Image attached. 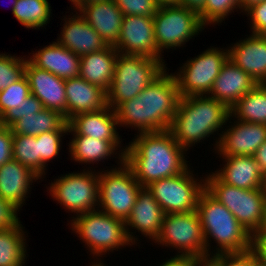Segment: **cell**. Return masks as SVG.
I'll list each match as a JSON object with an SVG mask.
<instances>
[{"label": "cell", "instance_id": "2", "mask_svg": "<svg viewBox=\"0 0 266 266\" xmlns=\"http://www.w3.org/2000/svg\"><path fill=\"white\" fill-rule=\"evenodd\" d=\"M169 73L167 68L139 95L115 109L119 127L133 128L138 134L169 130L180 100L175 77Z\"/></svg>", "mask_w": 266, "mask_h": 266}, {"label": "cell", "instance_id": "40", "mask_svg": "<svg viewBox=\"0 0 266 266\" xmlns=\"http://www.w3.org/2000/svg\"><path fill=\"white\" fill-rule=\"evenodd\" d=\"M209 260L215 266H253V247L245 252L220 253Z\"/></svg>", "mask_w": 266, "mask_h": 266}, {"label": "cell", "instance_id": "49", "mask_svg": "<svg viewBox=\"0 0 266 266\" xmlns=\"http://www.w3.org/2000/svg\"><path fill=\"white\" fill-rule=\"evenodd\" d=\"M98 1H104V0H73L71 2L72 3L71 5L73 6H71L70 9L78 11L83 5L92 3V2H98Z\"/></svg>", "mask_w": 266, "mask_h": 266}, {"label": "cell", "instance_id": "29", "mask_svg": "<svg viewBox=\"0 0 266 266\" xmlns=\"http://www.w3.org/2000/svg\"><path fill=\"white\" fill-rule=\"evenodd\" d=\"M20 221L14 228L0 230V266H25L27 261L26 231ZM26 233V234H25Z\"/></svg>", "mask_w": 266, "mask_h": 266}, {"label": "cell", "instance_id": "33", "mask_svg": "<svg viewBox=\"0 0 266 266\" xmlns=\"http://www.w3.org/2000/svg\"><path fill=\"white\" fill-rule=\"evenodd\" d=\"M68 121L58 130L49 131L36 136L38 143V177L43 179L46 177V169L48 162H52L54 158H58L62 146L63 136L68 134ZM44 176V177H43Z\"/></svg>", "mask_w": 266, "mask_h": 266}, {"label": "cell", "instance_id": "53", "mask_svg": "<svg viewBox=\"0 0 266 266\" xmlns=\"http://www.w3.org/2000/svg\"><path fill=\"white\" fill-rule=\"evenodd\" d=\"M260 190L262 191V194L264 195V197L266 199V172L262 173Z\"/></svg>", "mask_w": 266, "mask_h": 266}, {"label": "cell", "instance_id": "54", "mask_svg": "<svg viewBox=\"0 0 266 266\" xmlns=\"http://www.w3.org/2000/svg\"><path fill=\"white\" fill-rule=\"evenodd\" d=\"M90 266H106L105 263H91Z\"/></svg>", "mask_w": 266, "mask_h": 266}, {"label": "cell", "instance_id": "35", "mask_svg": "<svg viewBox=\"0 0 266 266\" xmlns=\"http://www.w3.org/2000/svg\"><path fill=\"white\" fill-rule=\"evenodd\" d=\"M239 0H205L204 8L198 13L202 24L217 25L225 21L232 12L238 11Z\"/></svg>", "mask_w": 266, "mask_h": 266}, {"label": "cell", "instance_id": "42", "mask_svg": "<svg viewBox=\"0 0 266 266\" xmlns=\"http://www.w3.org/2000/svg\"><path fill=\"white\" fill-rule=\"evenodd\" d=\"M19 212L11 202L0 197V230L14 228L20 222Z\"/></svg>", "mask_w": 266, "mask_h": 266}, {"label": "cell", "instance_id": "52", "mask_svg": "<svg viewBox=\"0 0 266 266\" xmlns=\"http://www.w3.org/2000/svg\"><path fill=\"white\" fill-rule=\"evenodd\" d=\"M159 6L179 5V0H156Z\"/></svg>", "mask_w": 266, "mask_h": 266}, {"label": "cell", "instance_id": "16", "mask_svg": "<svg viewBox=\"0 0 266 266\" xmlns=\"http://www.w3.org/2000/svg\"><path fill=\"white\" fill-rule=\"evenodd\" d=\"M164 215L163 209L154 199L152 192L147 187H141L131 214L125 220L127 238L133 246H137L140 243L137 238L139 236L135 234L136 232L141 233V235L149 240L151 239L153 242L160 233ZM132 229L135 232L130 231Z\"/></svg>", "mask_w": 266, "mask_h": 266}, {"label": "cell", "instance_id": "13", "mask_svg": "<svg viewBox=\"0 0 266 266\" xmlns=\"http://www.w3.org/2000/svg\"><path fill=\"white\" fill-rule=\"evenodd\" d=\"M188 167L183 173L152 182L147 188L165 214L195 211L200 193L205 189V178L194 177Z\"/></svg>", "mask_w": 266, "mask_h": 266}, {"label": "cell", "instance_id": "51", "mask_svg": "<svg viewBox=\"0 0 266 266\" xmlns=\"http://www.w3.org/2000/svg\"><path fill=\"white\" fill-rule=\"evenodd\" d=\"M191 266H215L209 259L205 260H192Z\"/></svg>", "mask_w": 266, "mask_h": 266}, {"label": "cell", "instance_id": "38", "mask_svg": "<svg viewBox=\"0 0 266 266\" xmlns=\"http://www.w3.org/2000/svg\"><path fill=\"white\" fill-rule=\"evenodd\" d=\"M124 16L153 17L159 9L156 0H114Z\"/></svg>", "mask_w": 266, "mask_h": 266}, {"label": "cell", "instance_id": "36", "mask_svg": "<svg viewBox=\"0 0 266 266\" xmlns=\"http://www.w3.org/2000/svg\"><path fill=\"white\" fill-rule=\"evenodd\" d=\"M0 53V91L15 83L25 75L27 57Z\"/></svg>", "mask_w": 266, "mask_h": 266}, {"label": "cell", "instance_id": "8", "mask_svg": "<svg viewBox=\"0 0 266 266\" xmlns=\"http://www.w3.org/2000/svg\"><path fill=\"white\" fill-rule=\"evenodd\" d=\"M177 251L174 257L205 260L206 246L197 211L165 214L160 233L153 241ZM171 247V248H170Z\"/></svg>", "mask_w": 266, "mask_h": 266}, {"label": "cell", "instance_id": "10", "mask_svg": "<svg viewBox=\"0 0 266 266\" xmlns=\"http://www.w3.org/2000/svg\"><path fill=\"white\" fill-rule=\"evenodd\" d=\"M49 185L47 192L66 212L77 216L98 209L99 170L93 167L61 174Z\"/></svg>", "mask_w": 266, "mask_h": 266}, {"label": "cell", "instance_id": "19", "mask_svg": "<svg viewBox=\"0 0 266 266\" xmlns=\"http://www.w3.org/2000/svg\"><path fill=\"white\" fill-rule=\"evenodd\" d=\"M228 47V59L249 74L257 84L266 81V35L250 34Z\"/></svg>", "mask_w": 266, "mask_h": 266}, {"label": "cell", "instance_id": "25", "mask_svg": "<svg viewBox=\"0 0 266 266\" xmlns=\"http://www.w3.org/2000/svg\"><path fill=\"white\" fill-rule=\"evenodd\" d=\"M28 60L37 68L47 70L62 79L79 76L80 56L74 54L57 41L32 51Z\"/></svg>", "mask_w": 266, "mask_h": 266}, {"label": "cell", "instance_id": "55", "mask_svg": "<svg viewBox=\"0 0 266 266\" xmlns=\"http://www.w3.org/2000/svg\"><path fill=\"white\" fill-rule=\"evenodd\" d=\"M12 1H13V2H12ZM12 1H11V2H12V4H11V5H12V6H11V7H12L11 10H12V11H11V12H13L14 5L17 3V0H12Z\"/></svg>", "mask_w": 266, "mask_h": 266}, {"label": "cell", "instance_id": "17", "mask_svg": "<svg viewBox=\"0 0 266 266\" xmlns=\"http://www.w3.org/2000/svg\"><path fill=\"white\" fill-rule=\"evenodd\" d=\"M68 124V133H71V136L84 135L96 140H107L119 153L125 155L126 146L121 143L122 139L117 130L119 124L115 110L108 105L96 112L74 115L68 120Z\"/></svg>", "mask_w": 266, "mask_h": 266}, {"label": "cell", "instance_id": "6", "mask_svg": "<svg viewBox=\"0 0 266 266\" xmlns=\"http://www.w3.org/2000/svg\"><path fill=\"white\" fill-rule=\"evenodd\" d=\"M205 190L224 205L253 237L266 228V199L260 188L242 189L223 183L213 172L205 175Z\"/></svg>", "mask_w": 266, "mask_h": 266}, {"label": "cell", "instance_id": "21", "mask_svg": "<svg viewBox=\"0 0 266 266\" xmlns=\"http://www.w3.org/2000/svg\"><path fill=\"white\" fill-rule=\"evenodd\" d=\"M256 85V81L249 74L227 59L208 96L222 102L230 109Z\"/></svg>", "mask_w": 266, "mask_h": 266}, {"label": "cell", "instance_id": "1", "mask_svg": "<svg viewBox=\"0 0 266 266\" xmlns=\"http://www.w3.org/2000/svg\"><path fill=\"white\" fill-rule=\"evenodd\" d=\"M135 135L126 144L124 163L142 187L183 173L190 166L185 158L187 151L175 141L169 130Z\"/></svg>", "mask_w": 266, "mask_h": 266}, {"label": "cell", "instance_id": "43", "mask_svg": "<svg viewBox=\"0 0 266 266\" xmlns=\"http://www.w3.org/2000/svg\"><path fill=\"white\" fill-rule=\"evenodd\" d=\"M13 136L10 127L0 125V166L13 160Z\"/></svg>", "mask_w": 266, "mask_h": 266}, {"label": "cell", "instance_id": "22", "mask_svg": "<svg viewBox=\"0 0 266 266\" xmlns=\"http://www.w3.org/2000/svg\"><path fill=\"white\" fill-rule=\"evenodd\" d=\"M78 12L108 45L114 46L117 43L124 15L114 0L88 3Z\"/></svg>", "mask_w": 266, "mask_h": 266}, {"label": "cell", "instance_id": "46", "mask_svg": "<svg viewBox=\"0 0 266 266\" xmlns=\"http://www.w3.org/2000/svg\"><path fill=\"white\" fill-rule=\"evenodd\" d=\"M179 5L199 13L205 5V0H179Z\"/></svg>", "mask_w": 266, "mask_h": 266}, {"label": "cell", "instance_id": "41", "mask_svg": "<svg viewBox=\"0 0 266 266\" xmlns=\"http://www.w3.org/2000/svg\"><path fill=\"white\" fill-rule=\"evenodd\" d=\"M244 14L250 20L251 34L266 35V0L252 5Z\"/></svg>", "mask_w": 266, "mask_h": 266}, {"label": "cell", "instance_id": "30", "mask_svg": "<svg viewBox=\"0 0 266 266\" xmlns=\"http://www.w3.org/2000/svg\"><path fill=\"white\" fill-rule=\"evenodd\" d=\"M66 122L59 111L43 108L37 113L22 116L10 128L13 134L37 136L49 131H58Z\"/></svg>", "mask_w": 266, "mask_h": 266}, {"label": "cell", "instance_id": "14", "mask_svg": "<svg viewBox=\"0 0 266 266\" xmlns=\"http://www.w3.org/2000/svg\"><path fill=\"white\" fill-rule=\"evenodd\" d=\"M114 48L120 54L142 55L158 59L165 64L155 41L153 17L123 16L120 37Z\"/></svg>", "mask_w": 266, "mask_h": 266}, {"label": "cell", "instance_id": "12", "mask_svg": "<svg viewBox=\"0 0 266 266\" xmlns=\"http://www.w3.org/2000/svg\"><path fill=\"white\" fill-rule=\"evenodd\" d=\"M219 48L208 47L201 54L182 63L177 73H172L180 97L209 94L222 65L228 59V48Z\"/></svg>", "mask_w": 266, "mask_h": 266}, {"label": "cell", "instance_id": "28", "mask_svg": "<svg viewBox=\"0 0 266 266\" xmlns=\"http://www.w3.org/2000/svg\"><path fill=\"white\" fill-rule=\"evenodd\" d=\"M68 151L70 152V160L77 163L84 164H98L99 161L104 162L109 157L124 160V156L107 140H99L84 135H73L72 140L69 141ZM118 157H117V156Z\"/></svg>", "mask_w": 266, "mask_h": 266}, {"label": "cell", "instance_id": "23", "mask_svg": "<svg viewBox=\"0 0 266 266\" xmlns=\"http://www.w3.org/2000/svg\"><path fill=\"white\" fill-rule=\"evenodd\" d=\"M66 120L74 115L96 112L107 106L106 92L81 77L65 79Z\"/></svg>", "mask_w": 266, "mask_h": 266}, {"label": "cell", "instance_id": "48", "mask_svg": "<svg viewBox=\"0 0 266 266\" xmlns=\"http://www.w3.org/2000/svg\"><path fill=\"white\" fill-rule=\"evenodd\" d=\"M263 0H239V8L240 13L245 12L247 9H249L252 5H255L257 3H261Z\"/></svg>", "mask_w": 266, "mask_h": 266}, {"label": "cell", "instance_id": "34", "mask_svg": "<svg viewBox=\"0 0 266 266\" xmlns=\"http://www.w3.org/2000/svg\"><path fill=\"white\" fill-rule=\"evenodd\" d=\"M13 160L25 165L38 176V143L36 136L14 134Z\"/></svg>", "mask_w": 266, "mask_h": 266}, {"label": "cell", "instance_id": "18", "mask_svg": "<svg viewBox=\"0 0 266 266\" xmlns=\"http://www.w3.org/2000/svg\"><path fill=\"white\" fill-rule=\"evenodd\" d=\"M74 12L75 14L71 12L72 14L66 15L68 17L63 16V28L55 41L80 57L105 49L108 44L103 38L77 10Z\"/></svg>", "mask_w": 266, "mask_h": 266}, {"label": "cell", "instance_id": "11", "mask_svg": "<svg viewBox=\"0 0 266 266\" xmlns=\"http://www.w3.org/2000/svg\"><path fill=\"white\" fill-rule=\"evenodd\" d=\"M155 41L158 50L180 49L206 27L199 14L181 5L160 6L153 16Z\"/></svg>", "mask_w": 266, "mask_h": 266}, {"label": "cell", "instance_id": "31", "mask_svg": "<svg viewBox=\"0 0 266 266\" xmlns=\"http://www.w3.org/2000/svg\"><path fill=\"white\" fill-rule=\"evenodd\" d=\"M229 110L230 116L238 121L266 124V86L257 84Z\"/></svg>", "mask_w": 266, "mask_h": 266}, {"label": "cell", "instance_id": "5", "mask_svg": "<svg viewBox=\"0 0 266 266\" xmlns=\"http://www.w3.org/2000/svg\"><path fill=\"white\" fill-rule=\"evenodd\" d=\"M70 229L88 248L89 255L94 258L91 263H103L102 256L114 250L133 246L125 231V221L96 209L69 219ZM111 252V253H109ZM100 257V258H99ZM98 259V260H97ZM96 260V262H95ZM99 261V262H98Z\"/></svg>", "mask_w": 266, "mask_h": 266}, {"label": "cell", "instance_id": "15", "mask_svg": "<svg viewBox=\"0 0 266 266\" xmlns=\"http://www.w3.org/2000/svg\"><path fill=\"white\" fill-rule=\"evenodd\" d=\"M226 122L231 125L221 131L215 149L219 157L253 156L266 141V124L238 121L230 115Z\"/></svg>", "mask_w": 266, "mask_h": 266}, {"label": "cell", "instance_id": "7", "mask_svg": "<svg viewBox=\"0 0 266 266\" xmlns=\"http://www.w3.org/2000/svg\"><path fill=\"white\" fill-rule=\"evenodd\" d=\"M166 65L158 59L118 53L112 82L106 92L107 105L115 110L139 95L167 69Z\"/></svg>", "mask_w": 266, "mask_h": 266}, {"label": "cell", "instance_id": "27", "mask_svg": "<svg viewBox=\"0 0 266 266\" xmlns=\"http://www.w3.org/2000/svg\"><path fill=\"white\" fill-rule=\"evenodd\" d=\"M117 56L118 52L112 45L81 56L79 77L107 92L112 82Z\"/></svg>", "mask_w": 266, "mask_h": 266}, {"label": "cell", "instance_id": "44", "mask_svg": "<svg viewBox=\"0 0 266 266\" xmlns=\"http://www.w3.org/2000/svg\"><path fill=\"white\" fill-rule=\"evenodd\" d=\"M253 247L259 256L266 262V231L254 237Z\"/></svg>", "mask_w": 266, "mask_h": 266}, {"label": "cell", "instance_id": "24", "mask_svg": "<svg viewBox=\"0 0 266 266\" xmlns=\"http://www.w3.org/2000/svg\"><path fill=\"white\" fill-rule=\"evenodd\" d=\"M38 180L41 179L20 162H6L0 166V197L21 210L29 197L31 185Z\"/></svg>", "mask_w": 266, "mask_h": 266}, {"label": "cell", "instance_id": "20", "mask_svg": "<svg viewBox=\"0 0 266 266\" xmlns=\"http://www.w3.org/2000/svg\"><path fill=\"white\" fill-rule=\"evenodd\" d=\"M25 76L29 82L30 93L41 101L43 107L59 111L66 119L65 79L37 68L28 59Z\"/></svg>", "mask_w": 266, "mask_h": 266}, {"label": "cell", "instance_id": "47", "mask_svg": "<svg viewBox=\"0 0 266 266\" xmlns=\"http://www.w3.org/2000/svg\"><path fill=\"white\" fill-rule=\"evenodd\" d=\"M192 265V260L187 259V258H177V257H172L159 266H191Z\"/></svg>", "mask_w": 266, "mask_h": 266}, {"label": "cell", "instance_id": "9", "mask_svg": "<svg viewBox=\"0 0 266 266\" xmlns=\"http://www.w3.org/2000/svg\"><path fill=\"white\" fill-rule=\"evenodd\" d=\"M116 162L118 167L99 171L98 209L125 221L142 186L124 160L117 159Z\"/></svg>", "mask_w": 266, "mask_h": 266}, {"label": "cell", "instance_id": "26", "mask_svg": "<svg viewBox=\"0 0 266 266\" xmlns=\"http://www.w3.org/2000/svg\"><path fill=\"white\" fill-rule=\"evenodd\" d=\"M222 168L213 173L225 184L246 190L260 188L262 171L254 156L218 157Z\"/></svg>", "mask_w": 266, "mask_h": 266}, {"label": "cell", "instance_id": "37", "mask_svg": "<svg viewBox=\"0 0 266 266\" xmlns=\"http://www.w3.org/2000/svg\"><path fill=\"white\" fill-rule=\"evenodd\" d=\"M31 95L27 77L12 83L0 91V118L10 109L19 107Z\"/></svg>", "mask_w": 266, "mask_h": 266}, {"label": "cell", "instance_id": "3", "mask_svg": "<svg viewBox=\"0 0 266 266\" xmlns=\"http://www.w3.org/2000/svg\"><path fill=\"white\" fill-rule=\"evenodd\" d=\"M230 110L222 103L208 95H191L180 97L176 114L169 131L175 141L186 151L198 143L208 140L210 135L218 134L214 140V151L220 138L219 130L227 124Z\"/></svg>", "mask_w": 266, "mask_h": 266}, {"label": "cell", "instance_id": "39", "mask_svg": "<svg viewBox=\"0 0 266 266\" xmlns=\"http://www.w3.org/2000/svg\"><path fill=\"white\" fill-rule=\"evenodd\" d=\"M43 108L41 101L31 94L19 107L8 110L0 118V125L10 127L14 122L22 118V116L37 113Z\"/></svg>", "mask_w": 266, "mask_h": 266}, {"label": "cell", "instance_id": "32", "mask_svg": "<svg viewBox=\"0 0 266 266\" xmlns=\"http://www.w3.org/2000/svg\"><path fill=\"white\" fill-rule=\"evenodd\" d=\"M51 8L49 0H17L12 14L24 27L40 30L50 23Z\"/></svg>", "mask_w": 266, "mask_h": 266}, {"label": "cell", "instance_id": "45", "mask_svg": "<svg viewBox=\"0 0 266 266\" xmlns=\"http://www.w3.org/2000/svg\"><path fill=\"white\" fill-rule=\"evenodd\" d=\"M258 167L262 172H266V141L256 150L253 155Z\"/></svg>", "mask_w": 266, "mask_h": 266}, {"label": "cell", "instance_id": "50", "mask_svg": "<svg viewBox=\"0 0 266 266\" xmlns=\"http://www.w3.org/2000/svg\"><path fill=\"white\" fill-rule=\"evenodd\" d=\"M253 266H266V262L259 256L257 250L253 247Z\"/></svg>", "mask_w": 266, "mask_h": 266}, {"label": "cell", "instance_id": "4", "mask_svg": "<svg viewBox=\"0 0 266 266\" xmlns=\"http://www.w3.org/2000/svg\"><path fill=\"white\" fill-rule=\"evenodd\" d=\"M196 211L202 225L206 259L220 253L245 252L253 247L254 237L205 189L199 195ZM211 238L217 244L215 248L210 245Z\"/></svg>", "mask_w": 266, "mask_h": 266}]
</instances>
